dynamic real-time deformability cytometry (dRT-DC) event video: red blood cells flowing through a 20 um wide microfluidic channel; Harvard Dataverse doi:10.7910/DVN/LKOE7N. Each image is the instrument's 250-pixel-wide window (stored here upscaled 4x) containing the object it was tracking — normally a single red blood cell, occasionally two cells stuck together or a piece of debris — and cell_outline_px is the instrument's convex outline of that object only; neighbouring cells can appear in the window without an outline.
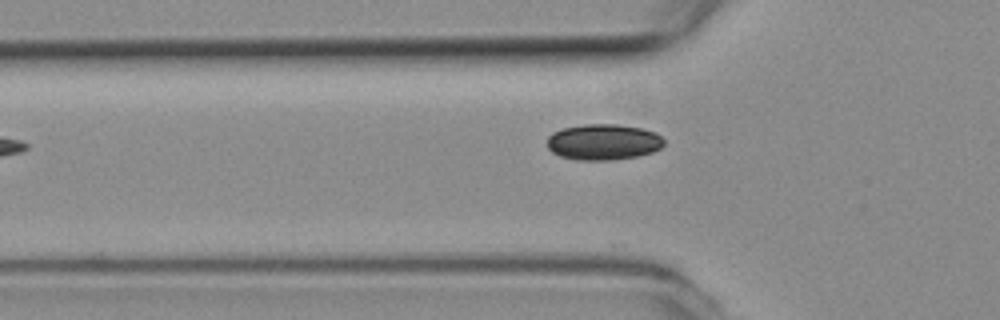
{"species": "common noctule bat (a hibernating species)", "species_latin": "Nyctalus noctula", "temperature_condition": "room temperature", "stored_images_in_passage": 34, "camera_frame_rate_fps": 3000, "um_per_image_px": 0.085, "animal": {"sex": "female", "body_mass_g": 19.3, "forearm_length_mm": 54.1}, "frame": {"image": 1, "passage_image": 3, "time_ms": 0.667, "image_size_px": [1000, 320], "cell_outline_px": [[664, 144], [660, 148], [652, 152], [636, 156], [612, 160], [576, 160], [560, 156], [552, 152], [548, 148], [548, 136], [552, 132], [564, 128], [584, 124], [616, 124], [640, 128], [656, 132], [664, 140]], "centroid_in_image_um": [51.27, 12.07], "position_along_channel_um": 74.5, "area_um2": 24.45}}
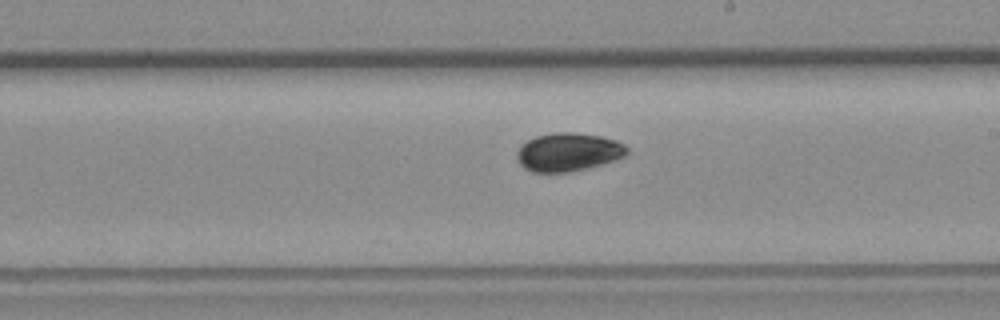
{"frame": {"image": 2, "passage_image": 16, "time_ms": 5.0, "image_size_px": [1000, 320], "cell_outline_px": [[628, 152], [624, 156], [600, 164], [568, 172], [532, 172], [524, 168], [520, 164], [516, 156], [516, 152], [528, 140], [536, 136], [556, 132], [572, 132], [600, 136], [616, 140], [624, 144], [628, 148]], "centroid_in_image_um": [48.28, 12.92], "position_along_channel_um": 240.7, "area_um2": 24.28}}
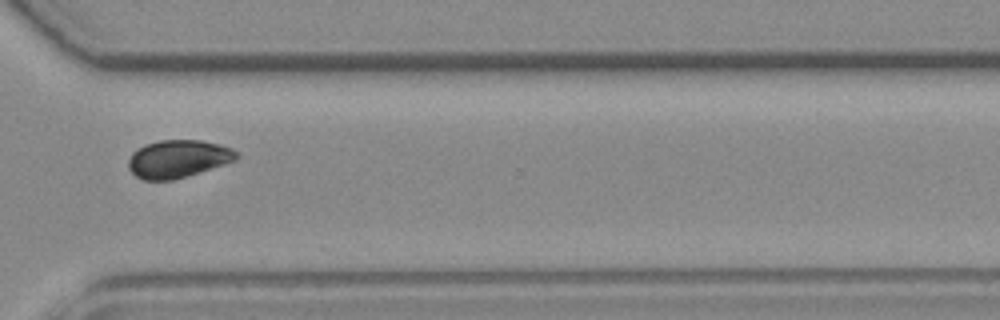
{"frame": {"image": 3, "passage_image": 25, "time_ms": 8.0, "image_size_px": [1000, 320], "cell_outline_px": [[240, 156], [236, 160], [224, 164], [172, 180], [144, 180], [136, 176], [128, 168], [128, 160], [132, 152], [144, 144], [160, 140], [200, 140], [220, 144], [232, 148]], "centroid_in_image_um": [15.11, 13.49], "position_along_channel_um": 355.5, "area_um2": 23.7}}